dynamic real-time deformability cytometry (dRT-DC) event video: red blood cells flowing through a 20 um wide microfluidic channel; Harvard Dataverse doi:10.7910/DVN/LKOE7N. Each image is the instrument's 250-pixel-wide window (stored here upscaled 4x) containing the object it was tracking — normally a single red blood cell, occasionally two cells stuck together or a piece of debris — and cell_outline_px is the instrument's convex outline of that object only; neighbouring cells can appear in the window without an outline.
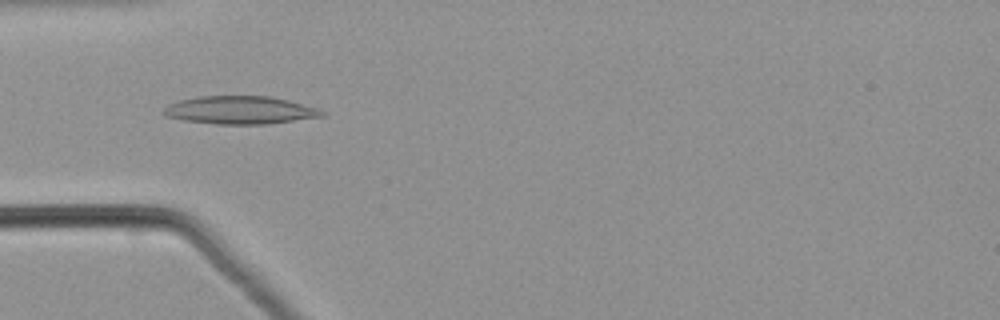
{"species": "common noctule bat (a hibernating species)", "species_latin": "Nyctalus noctula", "temperature_condition": "warm", "stored_images_in_passage": 48, "camera_frame_rate_fps": 3000, "um_per_image_px": 0.085, "animal": {"sex": "male", "body_mass_g": 21.5, "forearm_length_mm": 52.0}, "frame": {"image": 1, "passage_image": 13, "time_ms": 4.0, "image_size_px": [1000, 320], "cell_outline_px": [[328, 112], [324, 116], [268, 124], [216, 124], [184, 120], [164, 116], [160, 112], [168, 104], [180, 100], [200, 96], [272, 96], [320, 108]], "centroid_in_image_um": [20.43, 9.36], "position_along_channel_um": 64.6, "area_um2": 26.07}}
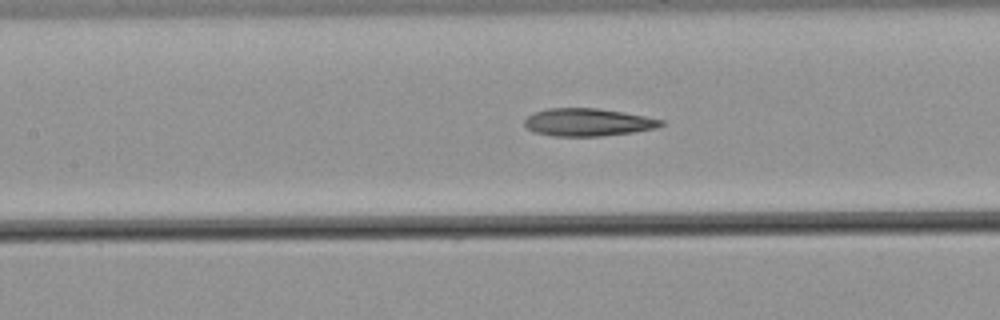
{"frame": {"image": 2, "passage_image": 20, "time_ms": 6.333, "image_size_px": [1000, 320], "cell_outline_px": [[664, 124], [656, 128], [632, 132], [600, 136], [552, 136], [532, 132], [524, 124], [524, 120], [532, 112], [548, 108], [596, 108], [644, 116], [664, 120]], "centroid_in_image_um": [49.92, 10.39], "position_along_channel_um": 157.5, "area_um2": 21.96}}
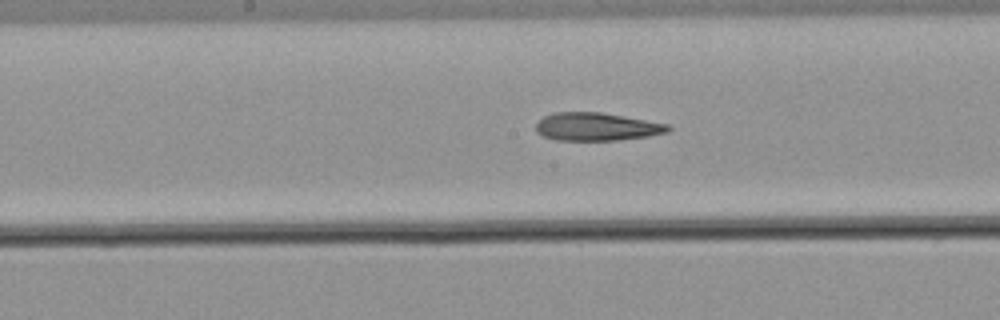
{"frame": {"image": 3, "passage_image": 23, "time_ms": 7.333, "image_size_px": [1000, 320], "cell_outline_px": [[672, 128], [668, 132], [648, 136], [616, 140], [556, 140], [544, 136], [536, 132], [536, 124], [544, 116], [552, 112], [600, 112], [672, 124]], "centroid_in_image_um": [50.75, 10.76], "position_along_channel_um": 197.5, "area_um2": 21.68}}